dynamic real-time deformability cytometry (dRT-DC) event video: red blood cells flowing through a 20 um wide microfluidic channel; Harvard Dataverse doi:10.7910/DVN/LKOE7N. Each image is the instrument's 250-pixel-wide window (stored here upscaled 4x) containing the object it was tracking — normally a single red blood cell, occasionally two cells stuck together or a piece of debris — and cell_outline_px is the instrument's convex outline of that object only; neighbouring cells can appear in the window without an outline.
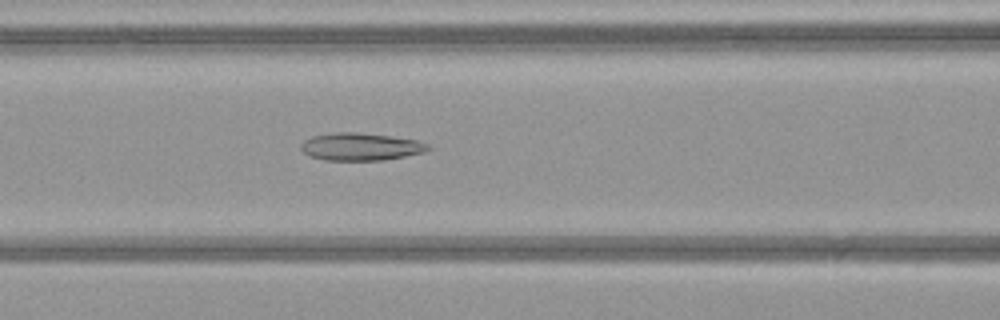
{"species": "common noctule bat (a hibernating species)", "species_latin": "Nyctalus noctula", "temperature_condition": "warm", "stored_images_in_passage": 50, "camera_frame_rate_fps": 3000, "um_per_image_px": 0.085, "animal": {"sex": "female", "body_mass_g": 21.9}, "frame": {"image": 1, "passage_image": 22, "time_ms": 7.0, "image_size_px": [1000, 320], "cell_outline_px": [[432, 148], [424, 152], [384, 160], [324, 160], [308, 156], [300, 148], [300, 144], [304, 140], [312, 136], [336, 132], [356, 132], [388, 136], [416, 140], [428, 144]], "centroid_in_image_um": [30.62, 12.47], "position_along_channel_um": 136.0, "area_um2": 20.35}}
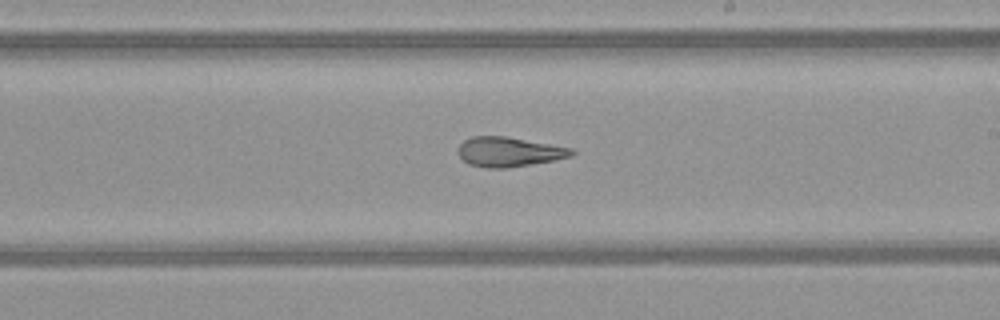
{"frame": {"image": 2, "passage_image": 30, "time_ms": 9.667, "image_size_px": [1000, 320], "cell_outline_px": [[576, 152], [572, 156], [552, 160], [504, 168], [484, 168], [468, 164], [456, 152], [460, 144], [464, 140], [472, 136], [504, 136], [572, 148]], "centroid_in_image_um": [43.21, 12.9], "position_along_channel_um": 245.8, "area_um2": 19.42}}
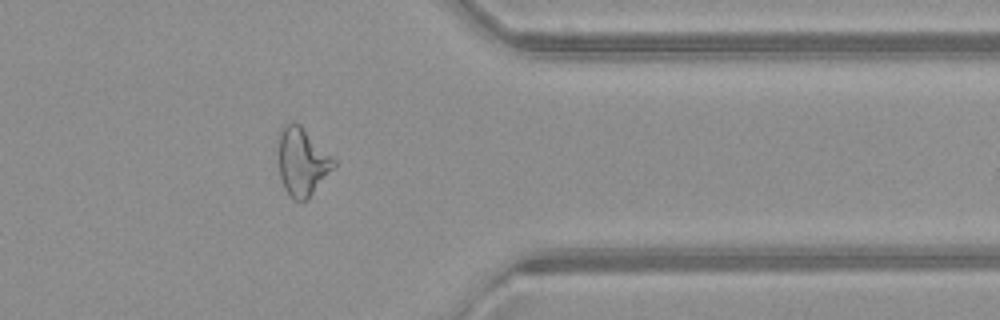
{"frame": {"image": 3, "passage_image": 41, "time_ms": 13.333, "image_size_px": [1000, 320], "cell_outline_px": [[336, 164], [308, 200], [292, 200], [284, 188], [280, 176], [280, 128], [288, 120], [292, 120], [300, 124], [336, 160]], "centroid_in_image_um": [25.69, 13.73], "position_along_channel_um": 385.7, "area_um2": 21.79}, "authors_computed_cell_mechanics": {"area_um2": 23.5246, "velocity_mm_per_s": 4.114, "shape_relaxation_time_tau1_ms": null, "shape_relaxation_time_tau2_ms": 3.4242, "deformation_change_tau1": null, "deformation_change_tau2": 0.1251}}